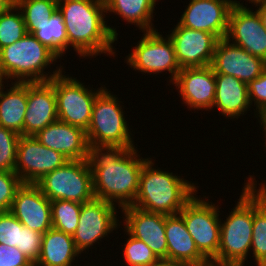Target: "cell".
<instances>
[{"instance_id":"obj_6","label":"cell","mask_w":266,"mask_h":266,"mask_svg":"<svg viewBox=\"0 0 266 266\" xmlns=\"http://www.w3.org/2000/svg\"><path fill=\"white\" fill-rule=\"evenodd\" d=\"M105 88L95 99L86 131L89 145L134 148V140L125 120L121 101Z\"/></svg>"},{"instance_id":"obj_20","label":"cell","mask_w":266,"mask_h":266,"mask_svg":"<svg viewBox=\"0 0 266 266\" xmlns=\"http://www.w3.org/2000/svg\"><path fill=\"white\" fill-rule=\"evenodd\" d=\"M58 120L54 86L49 82L27 83L24 136H34Z\"/></svg>"},{"instance_id":"obj_7","label":"cell","mask_w":266,"mask_h":266,"mask_svg":"<svg viewBox=\"0 0 266 266\" xmlns=\"http://www.w3.org/2000/svg\"><path fill=\"white\" fill-rule=\"evenodd\" d=\"M36 185L50 200L84 203L94 198L92 173L89 162L69 160L62 167L47 173Z\"/></svg>"},{"instance_id":"obj_13","label":"cell","mask_w":266,"mask_h":266,"mask_svg":"<svg viewBox=\"0 0 266 266\" xmlns=\"http://www.w3.org/2000/svg\"><path fill=\"white\" fill-rule=\"evenodd\" d=\"M233 6L244 5L237 0H190L177 23L214 34L219 39L226 38L229 13Z\"/></svg>"},{"instance_id":"obj_37","label":"cell","mask_w":266,"mask_h":266,"mask_svg":"<svg viewBox=\"0 0 266 266\" xmlns=\"http://www.w3.org/2000/svg\"><path fill=\"white\" fill-rule=\"evenodd\" d=\"M43 234L23 227L21 230L20 247H17L27 258L35 264L39 259Z\"/></svg>"},{"instance_id":"obj_41","label":"cell","mask_w":266,"mask_h":266,"mask_svg":"<svg viewBox=\"0 0 266 266\" xmlns=\"http://www.w3.org/2000/svg\"><path fill=\"white\" fill-rule=\"evenodd\" d=\"M15 4V0H0V15Z\"/></svg>"},{"instance_id":"obj_15","label":"cell","mask_w":266,"mask_h":266,"mask_svg":"<svg viewBox=\"0 0 266 266\" xmlns=\"http://www.w3.org/2000/svg\"><path fill=\"white\" fill-rule=\"evenodd\" d=\"M210 66L215 74L234 76L248 84L266 69V61L222 38L216 45Z\"/></svg>"},{"instance_id":"obj_39","label":"cell","mask_w":266,"mask_h":266,"mask_svg":"<svg viewBox=\"0 0 266 266\" xmlns=\"http://www.w3.org/2000/svg\"><path fill=\"white\" fill-rule=\"evenodd\" d=\"M257 6V12L261 18L262 24L264 28L266 29V0L259 2L258 4H255Z\"/></svg>"},{"instance_id":"obj_10","label":"cell","mask_w":266,"mask_h":266,"mask_svg":"<svg viewBox=\"0 0 266 266\" xmlns=\"http://www.w3.org/2000/svg\"><path fill=\"white\" fill-rule=\"evenodd\" d=\"M137 45L132 52L126 56V63L131 69L150 75L159 74L164 71L170 73L169 83L176 80L181 71L173 46L168 35L164 38L158 30L143 32Z\"/></svg>"},{"instance_id":"obj_43","label":"cell","mask_w":266,"mask_h":266,"mask_svg":"<svg viewBox=\"0 0 266 266\" xmlns=\"http://www.w3.org/2000/svg\"><path fill=\"white\" fill-rule=\"evenodd\" d=\"M247 1H249V3H253L252 5H255V4H258L259 2H262V1H264V0H247Z\"/></svg>"},{"instance_id":"obj_29","label":"cell","mask_w":266,"mask_h":266,"mask_svg":"<svg viewBox=\"0 0 266 266\" xmlns=\"http://www.w3.org/2000/svg\"><path fill=\"white\" fill-rule=\"evenodd\" d=\"M15 4L23 15L28 33L49 21L58 10V0H15Z\"/></svg>"},{"instance_id":"obj_18","label":"cell","mask_w":266,"mask_h":266,"mask_svg":"<svg viewBox=\"0 0 266 266\" xmlns=\"http://www.w3.org/2000/svg\"><path fill=\"white\" fill-rule=\"evenodd\" d=\"M123 225L131 236L143 241L160 258H167L165 214L148 212L134 206L120 208Z\"/></svg>"},{"instance_id":"obj_35","label":"cell","mask_w":266,"mask_h":266,"mask_svg":"<svg viewBox=\"0 0 266 266\" xmlns=\"http://www.w3.org/2000/svg\"><path fill=\"white\" fill-rule=\"evenodd\" d=\"M22 184L15 172L0 171V212L10 211L15 194Z\"/></svg>"},{"instance_id":"obj_22","label":"cell","mask_w":266,"mask_h":266,"mask_svg":"<svg viewBox=\"0 0 266 266\" xmlns=\"http://www.w3.org/2000/svg\"><path fill=\"white\" fill-rule=\"evenodd\" d=\"M165 232L167 259L180 266H211V263L198 251L179 213L165 215Z\"/></svg>"},{"instance_id":"obj_12","label":"cell","mask_w":266,"mask_h":266,"mask_svg":"<svg viewBox=\"0 0 266 266\" xmlns=\"http://www.w3.org/2000/svg\"><path fill=\"white\" fill-rule=\"evenodd\" d=\"M68 161L61 153L42 145L34 136L19 137L15 173L23 184H36L47 173Z\"/></svg>"},{"instance_id":"obj_23","label":"cell","mask_w":266,"mask_h":266,"mask_svg":"<svg viewBox=\"0 0 266 266\" xmlns=\"http://www.w3.org/2000/svg\"><path fill=\"white\" fill-rule=\"evenodd\" d=\"M215 80L216 93L213 108L215 107L228 119H238L240 115H246V111L251 107L247 84L234 76L225 74H215Z\"/></svg>"},{"instance_id":"obj_25","label":"cell","mask_w":266,"mask_h":266,"mask_svg":"<svg viewBox=\"0 0 266 266\" xmlns=\"http://www.w3.org/2000/svg\"><path fill=\"white\" fill-rule=\"evenodd\" d=\"M4 91L0 87V126L24 136V117L27 109V83L12 82Z\"/></svg>"},{"instance_id":"obj_38","label":"cell","mask_w":266,"mask_h":266,"mask_svg":"<svg viewBox=\"0 0 266 266\" xmlns=\"http://www.w3.org/2000/svg\"><path fill=\"white\" fill-rule=\"evenodd\" d=\"M0 263L16 266H34V264L17 247L0 244Z\"/></svg>"},{"instance_id":"obj_9","label":"cell","mask_w":266,"mask_h":266,"mask_svg":"<svg viewBox=\"0 0 266 266\" xmlns=\"http://www.w3.org/2000/svg\"><path fill=\"white\" fill-rule=\"evenodd\" d=\"M206 199L195 195L179 214L198 251L211 262L218 254L222 220L219 218V206Z\"/></svg>"},{"instance_id":"obj_42","label":"cell","mask_w":266,"mask_h":266,"mask_svg":"<svg viewBox=\"0 0 266 266\" xmlns=\"http://www.w3.org/2000/svg\"><path fill=\"white\" fill-rule=\"evenodd\" d=\"M260 125H261L260 127L264 129L263 131L265 132L264 135L266 138V116L262 119V122ZM264 141H266V139Z\"/></svg>"},{"instance_id":"obj_19","label":"cell","mask_w":266,"mask_h":266,"mask_svg":"<svg viewBox=\"0 0 266 266\" xmlns=\"http://www.w3.org/2000/svg\"><path fill=\"white\" fill-rule=\"evenodd\" d=\"M24 227L41 234L52 228L51 201L36 184H22L10 211Z\"/></svg>"},{"instance_id":"obj_8","label":"cell","mask_w":266,"mask_h":266,"mask_svg":"<svg viewBox=\"0 0 266 266\" xmlns=\"http://www.w3.org/2000/svg\"><path fill=\"white\" fill-rule=\"evenodd\" d=\"M63 72L49 80L55 90L58 120L87 131L93 103L106 87L90 89L77 77L65 76Z\"/></svg>"},{"instance_id":"obj_24","label":"cell","mask_w":266,"mask_h":266,"mask_svg":"<svg viewBox=\"0 0 266 266\" xmlns=\"http://www.w3.org/2000/svg\"><path fill=\"white\" fill-rule=\"evenodd\" d=\"M79 254L72 235L51 228L43 234L39 259L34 266H72Z\"/></svg>"},{"instance_id":"obj_28","label":"cell","mask_w":266,"mask_h":266,"mask_svg":"<svg viewBox=\"0 0 266 266\" xmlns=\"http://www.w3.org/2000/svg\"><path fill=\"white\" fill-rule=\"evenodd\" d=\"M31 34L61 59L65 51H68L65 24L58 10L49 18V21L39 25Z\"/></svg>"},{"instance_id":"obj_32","label":"cell","mask_w":266,"mask_h":266,"mask_svg":"<svg viewBox=\"0 0 266 266\" xmlns=\"http://www.w3.org/2000/svg\"><path fill=\"white\" fill-rule=\"evenodd\" d=\"M124 231L128 235L124 248L122 247L126 266H147L159 259L143 241L126 233L125 229Z\"/></svg>"},{"instance_id":"obj_16","label":"cell","mask_w":266,"mask_h":266,"mask_svg":"<svg viewBox=\"0 0 266 266\" xmlns=\"http://www.w3.org/2000/svg\"><path fill=\"white\" fill-rule=\"evenodd\" d=\"M226 38L266 61V29L257 11L253 12L246 5L233 6L229 13Z\"/></svg>"},{"instance_id":"obj_17","label":"cell","mask_w":266,"mask_h":266,"mask_svg":"<svg viewBox=\"0 0 266 266\" xmlns=\"http://www.w3.org/2000/svg\"><path fill=\"white\" fill-rule=\"evenodd\" d=\"M178 89L183 104L187 108L197 110H213L216 80L212 67H185L181 68L173 82Z\"/></svg>"},{"instance_id":"obj_33","label":"cell","mask_w":266,"mask_h":266,"mask_svg":"<svg viewBox=\"0 0 266 266\" xmlns=\"http://www.w3.org/2000/svg\"><path fill=\"white\" fill-rule=\"evenodd\" d=\"M18 133L0 126V171L15 172Z\"/></svg>"},{"instance_id":"obj_4","label":"cell","mask_w":266,"mask_h":266,"mask_svg":"<svg viewBox=\"0 0 266 266\" xmlns=\"http://www.w3.org/2000/svg\"><path fill=\"white\" fill-rule=\"evenodd\" d=\"M57 59L60 58L52 50L27 33L0 49V74L7 82L8 79L20 83L47 82L63 71L61 65L52 73L44 71Z\"/></svg>"},{"instance_id":"obj_3","label":"cell","mask_w":266,"mask_h":266,"mask_svg":"<svg viewBox=\"0 0 266 266\" xmlns=\"http://www.w3.org/2000/svg\"><path fill=\"white\" fill-rule=\"evenodd\" d=\"M152 161L149 157L141 170L139 189L132 206L165 215L178 214L196 195L198 186L172 172L154 168Z\"/></svg>"},{"instance_id":"obj_44","label":"cell","mask_w":266,"mask_h":266,"mask_svg":"<svg viewBox=\"0 0 266 266\" xmlns=\"http://www.w3.org/2000/svg\"><path fill=\"white\" fill-rule=\"evenodd\" d=\"M0 266H16V264H4V263H0Z\"/></svg>"},{"instance_id":"obj_45","label":"cell","mask_w":266,"mask_h":266,"mask_svg":"<svg viewBox=\"0 0 266 266\" xmlns=\"http://www.w3.org/2000/svg\"><path fill=\"white\" fill-rule=\"evenodd\" d=\"M4 79H3V77H2V75L0 74V87L4 84L3 81Z\"/></svg>"},{"instance_id":"obj_31","label":"cell","mask_w":266,"mask_h":266,"mask_svg":"<svg viewBox=\"0 0 266 266\" xmlns=\"http://www.w3.org/2000/svg\"><path fill=\"white\" fill-rule=\"evenodd\" d=\"M27 33L23 15L16 4L0 15V49L15 43Z\"/></svg>"},{"instance_id":"obj_2","label":"cell","mask_w":266,"mask_h":266,"mask_svg":"<svg viewBox=\"0 0 266 266\" xmlns=\"http://www.w3.org/2000/svg\"><path fill=\"white\" fill-rule=\"evenodd\" d=\"M58 11L63 16L68 49L73 47L80 58L101 54L115 57L112 44L118 33L104 19L108 15L104 0H58Z\"/></svg>"},{"instance_id":"obj_40","label":"cell","mask_w":266,"mask_h":266,"mask_svg":"<svg viewBox=\"0 0 266 266\" xmlns=\"http://www.w3.org/2000/svg\"><path fill=\"white\" fill-rule=\"evenodd\" d=\"M147 266H180V265L167 258H160L157 261L150 263Z\"/></svg>"},{"instance_id":"obj_11","label":"cell","mask_w":266,"mask_h":266,"mask_svg":"<svg viewBox=\"0 0 266 266\" xmlns=\"http://www.w3.org/2000/svg\"><path fill=\"white\" fill-rule=\"evenodd\" d=\"M116 208V205L95 197L82 204L79 224L72 235L75 247L80 253H86L94 243L99 244L101 239L106 236L108 238V234L120 228L121 222L117 218Z\"/></svg>"},{"instance_id":"obj_14","label":"cell","mask_w":266,"mask_h":266,"mask_svg":"<svg viewBox=\"0 0 266 266\" xmlns=\"http://www.w3.org/2000/svg\"><path fill=\"white\" fill-rule=\"evenodd\" d=\"M168 34L173 42L176 59L181 68L205 67L212 62L219 38L206 31L175 25Z\"/></svg>"},{"instance_id":"obj_1","label":"cell","mask_w":266,"mask_h":266,"mask_svg":"<svg viewBox=\"0 0 266 266\" xmlns=\"http://www.w3.org/2000/svg\"><path fill=\"white\" fill-rule=\"evenodd\" d=\"M124 146L89 145L94 197L106 200L119 209L132 206L139 189L141 170L149 158Z\"/></svg>"},{"instance_id":"obj_26","label":"cell","mask_w":266,"mask_h":266,"mask_svg":"<svg viewBox=\"0 0 266 266\" xmlns=\"http://www.w3.org/2000/svg\"><path fill=\"white\" fill-rule=\"evenodd\" d=\"M249 177L243 187L254 196L252 258L256 266H266V181L257 189L256 179L251 175Z\"/></svg>"},{"instance_id":"obj_36","label":"cell","mask_w":266,"mask_h":266,"mask_svg":"<svg viewBox=\"0 0 266 266\" xmlns=\"http://www.w3.org/2000/svg\"><path fill=\"white\" fill-rule=\"evenodd\" d=\"M247 89L250 105L254 101L255 113L257 112L256 118H260L258 119L260 124L266 116V69L260 76L247 84Z\"/></svg>"},{"instance_id":"obj_34","label":"cell","mask_w":266,"mask_h":266,"mask_svg":"<svg viewBox=\"0 0 266 266\" xmlns=\"http://www.w3.org/2000/svg\"><path fill=\"white\" fill-rule=\"evenodd\" d=\"M23 227L21 222L11 212H0V244L20 247Z\"/></svg>"},{"instance_id":"obj_27","label":"cell","mask_w":266,"mask_h":266,"mask_svg":"<svg viewBox=\"0 0 266 266\" xmlns=\"http://www.w3.org/2000/svg\"><path fill=\"white\" fill-rule=\"evenodd\" d=\"M106 14L112 12L142 32L157 30L152 23L158 0H104ZM155 6V7H154Z\"/></svg>"},{"instance_id":"obj_21","label":"cell","mask_w":266,"mask_h":266,"mask_svg":"<svg viewBox=\"0 0 266 266\" xmlns=\"http://www.w3.org/2000/svg\"><path fill=\"white\" fill-rule=\"evenodd\" d=\"M34 137L42 145L61 153L68 160L88 158L89 143L86 131L80 127L57 120Z\"/></svg>"},{"instance_id":"obj_30","label":"cell","mask_w":266,"mask_h":266,"mask_svg":"<svg viewBox=\"0 0 266 266\" xmlns=\"http://www.w3.org/2000/svg\"><path fill=\"white\" fill-rule=\"evenodd\" d=\"M82 203L67 200L51 201L52 228L73 235L79 224Z\"/></svg>"},{"instance_id":"obj_5","label":"cell","mask_w":266,"mask_h":266,"mask_svg":"<svg viewBox=\"0 0 266 266\" xmlns=\"http://www.w3.org/2000/svg\"><path fill=\"white\" fill-rule=\"evenodd\" d=\"M232 210L224 223L220 222V245L217 256L210 262L211 266H245L250 255L254 196L243 187Z\"/></svg>"}]
</instances>
